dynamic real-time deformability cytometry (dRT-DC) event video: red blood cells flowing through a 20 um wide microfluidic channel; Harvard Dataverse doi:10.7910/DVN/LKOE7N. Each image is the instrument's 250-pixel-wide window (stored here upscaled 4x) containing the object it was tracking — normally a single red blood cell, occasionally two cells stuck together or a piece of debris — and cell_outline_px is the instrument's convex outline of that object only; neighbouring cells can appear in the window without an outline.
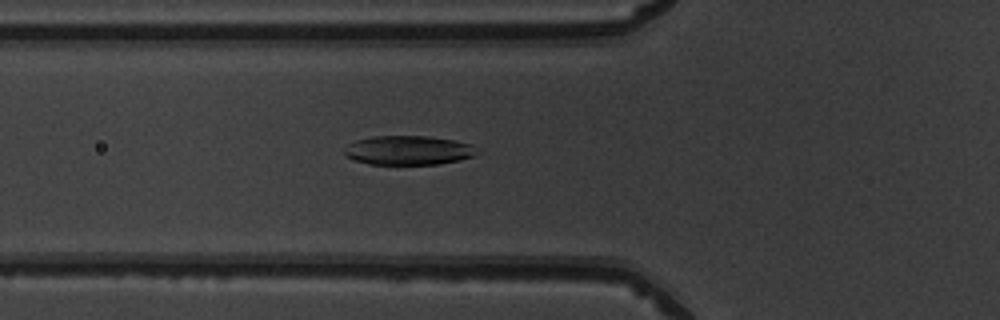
{"species": "common noctule bat (a hibernating species)", "species_latin": "Nyctalus noctula", "temperature_condition": "warm", "stored_images_in_passage": 37, "camera_frame_rate_fps": 3000, "um_per_image_px": 0.085, "animal": {"sex": "male", "body_mass_g": 19.5, "forearm_length_mm": 54.6}, "frame": {"image": 1, "passage_image": 5, "time_ms": 1.333, "image_size_px": [1000, 320], "cell_outline_px": [[484, 152], [460, 160], [440, 164], [368, 164], [344, 156], [344, 152], [348, 144], [356, 140], [372, 136], [428, 136], [452, 140], [472, 144]], "centroid_in_image_um": [34.76, 12.77], "position_along_channel_um": 91.0, "area_um2": 22.77}}
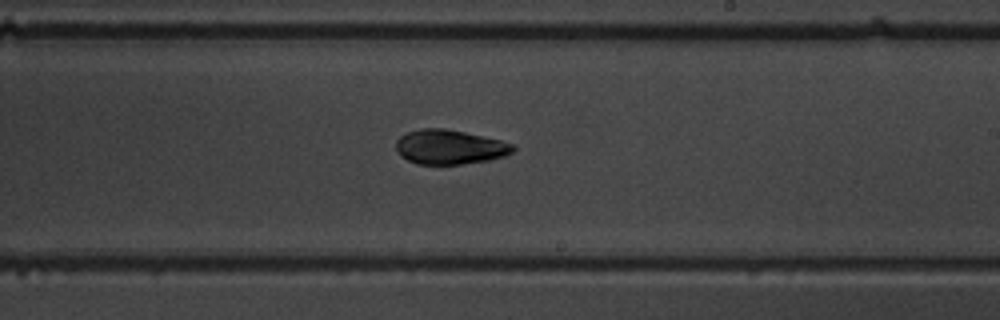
{"frame": {"image": 2, "passage_image": 17, "time_ms": 5.333, "image_size_px": [1000, 320], "cell_outline_px": [[516, 148], [512, 152], [504, 156], [492, 160], [460, 164], [416, 164], [400, 156], [396, 148], [396, 140], [400, 136], [408, 132], [420, 128], [444, 128], [464, 132], [500, 140], [512, 144]], "centroid_in_image_um": [38.21, 12.5], "position_along_channel_um": 250.8, "area_um2": 23.52}}
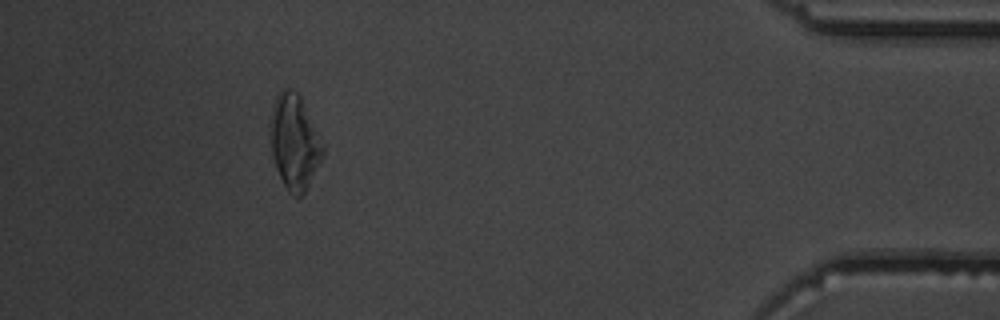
{"frame": {"image": 3, "passage_image": 33, "time_ms": 10.667, "image_size_px": [1000, 320], "cell_outline_px": [[324, 152], [304, 192], [296, 200], [288, 192], [276, 168], [272, 152], [268, 124], [272, 108], [276, 96], [280, 88], [288, 88], [296, 92], [300, 96], [324, 144]], "centroid_in_image_um": [24.99, 12.04], "position_along_channel_um": 410.2, "area_um2": 28.96}, "authors_computed_cell_mechanics": {"area_um2": 24.6228, "velocity_mm_per_s": 3.9874, "shape_relaxation_time_tau1_ms": 3.2176, "shape_relaxation_time_tau2_ms": 3.4493, "deformation_change_tau1": 0.1202, "deformation_change_tau2": 0.082}}